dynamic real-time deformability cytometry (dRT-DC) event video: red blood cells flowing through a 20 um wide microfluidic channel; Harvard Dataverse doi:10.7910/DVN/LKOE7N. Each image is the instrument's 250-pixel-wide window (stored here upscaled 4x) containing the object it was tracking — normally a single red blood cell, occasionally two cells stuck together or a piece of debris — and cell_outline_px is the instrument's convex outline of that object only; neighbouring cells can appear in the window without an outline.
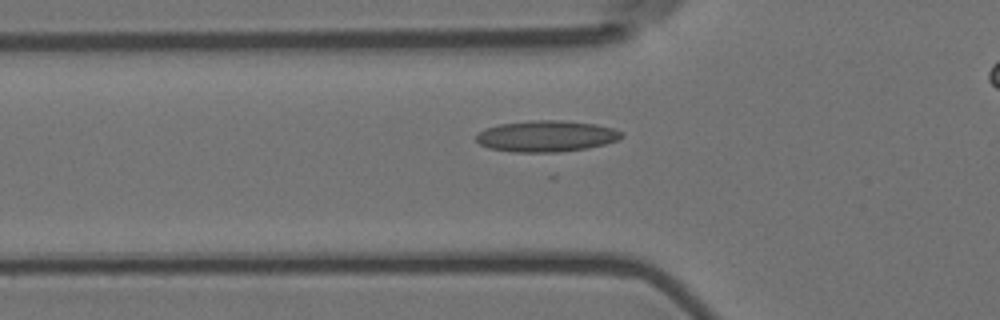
{"species": "Egyptian fruit bat (a non-hibernating species)", "species_latin": "Rousettus aegyptiacus", "temperature_condition": "room temperature", "stored_images_in_passage": 38, "camera_frame_rate_fps": 3000, "um_per_image_px": 0.085, "animal": {"sex": "female"}, "frame": {"image": 1, "passage_image": 8, "time_ms": 2.333, "image_size_px": [1000, 320], "cell_outline_px": [[624, 136], [616, 140], [604, 144], [588, 148], [560, 152], [512, 152], [488, 148], [480, 144], [476, 140], [476, 136], [484, 128], [500, 124], [532, 120], [556, 120], [596, 124], [612, 128], [620, 132]], "centroid_in_image_um": [46.4, 11.58], "position_along_channel_um": 79.4, "area_um2": 26.36}}
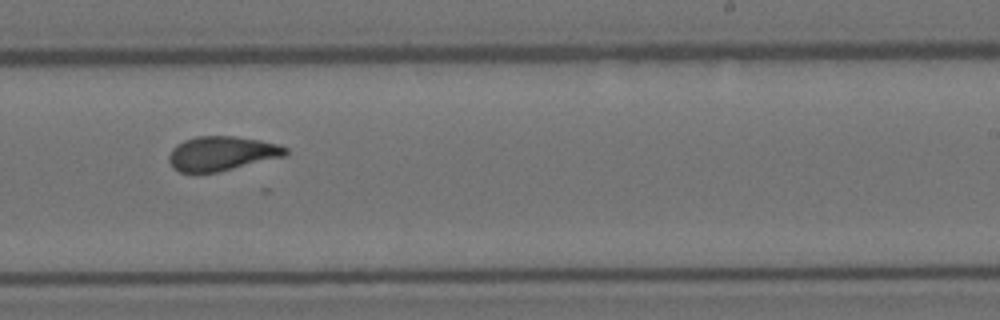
{"frame": {"image": 2, "passage_image": 24, "time_ms": 7.667, "image_size_px": [1000, 320], "cell_outline_px": [[288, 156], [220, 172], [180, 172], [172, 168], [168, 160], [168, 156], [172, 148], [176, 144], [184, 140], [196, 136], [236, 136], [260, 140], [280, 144], [288, 148]], "centroid_in_image_um": [18.88, 13.05], "position_along_channel_um": 270.1, "area_um2": 23.87}}
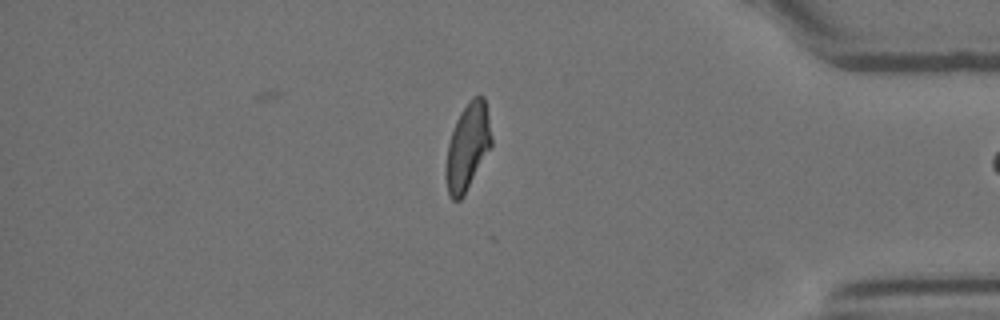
{"frame": {"image": 3, "passage_image": 37, "time_ms": 12.0, "image_size_px": [1000, 320], "cell_outline_px": [[492, 148], [464, 196], [460, 200], [452, 200], [448, 192], [444, 176], [448, 144], [456, 120], [460, 112], [472, 96], [484, 96], [492, 136]], "centroid_in_image_um": [39.75, 12.51], "position_along_channel_um": 395.4, "area_um2": 23.41}}